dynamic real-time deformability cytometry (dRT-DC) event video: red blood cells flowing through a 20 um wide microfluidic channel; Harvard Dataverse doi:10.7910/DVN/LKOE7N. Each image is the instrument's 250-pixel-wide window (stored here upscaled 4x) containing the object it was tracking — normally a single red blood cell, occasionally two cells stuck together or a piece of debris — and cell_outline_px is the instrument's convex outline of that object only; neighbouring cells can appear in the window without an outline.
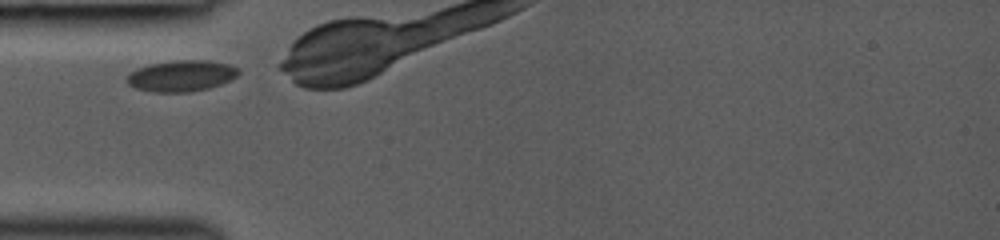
{"species": "common noctule bat (a hibernating species)", "species_latin": "Nyctalus noctula", "temperature_condition": "room temperature", "stored_images_in_passage": 5, "camera_frame_rate_fps": 3000, "um_per_image_px": 0.085, "animal": {"sex": "female", "body_mass_g": 19.0, "forearm_length_mm": 53.3}, "frame": {"image": 1, "passage_image": 1, "time_ms": 0.0, "image_size_px": [1000, 240], "cell_outline_px": [[240, 72], [232, 80], [208, 88], [188, 92], [152, 92], [136, 88], [128, 84], [124, 80], [124, 76], [136, 68], [152, 64], [172, 60], [208, 60], [228, 64], [240, 68]], "centroid_in_image_um": [15.39, 6.44], "position_along_channel_um": 69.6, "area_um2": 20.52}}